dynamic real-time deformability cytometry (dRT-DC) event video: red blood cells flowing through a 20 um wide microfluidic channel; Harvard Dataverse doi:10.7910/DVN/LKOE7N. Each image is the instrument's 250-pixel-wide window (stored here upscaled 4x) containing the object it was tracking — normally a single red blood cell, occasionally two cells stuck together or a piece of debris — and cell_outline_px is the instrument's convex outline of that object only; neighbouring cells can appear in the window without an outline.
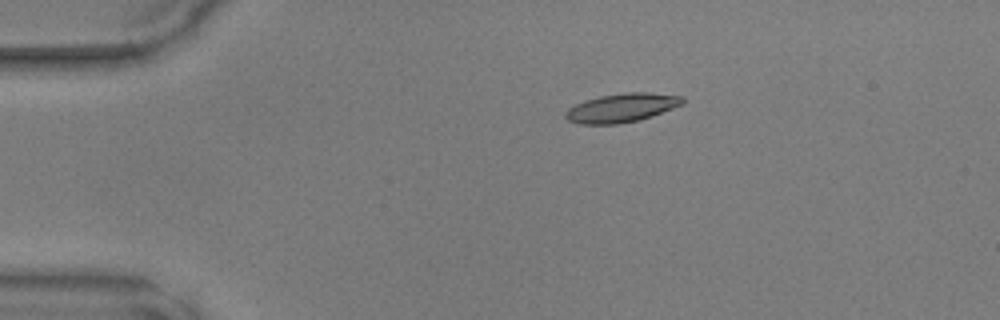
{"species": "common noctule bat (a hibernating species)", "species_latin": "Nyctalus noctula", "temperature_condition": "warm", "stored_images_in_passage": 35, "camera_frame_rate_fps": 3000, "um_per_image_px": 0.085, "animal": {"sex": "male", "body_mass_g": 17.9, "forearm_length_mm": 54.2}, "frame": {"image": 1, "passage_image": 1, "time_ms": 0.0, "image_size_px": [1000, 320], "cell_outline_px": [[684, 104], [652, 116], [640, 120], [616, 124], [580, 124], [568, 120], [564, 116], [564, 112], [568, 108], [576, 104], [600, 96], [624, 92], [648, 92], [684, 96]], "centroid_in_image_um": [52.87, 9.16], "position_along_channel_um": 32.1, "area_um2": 19.71}}
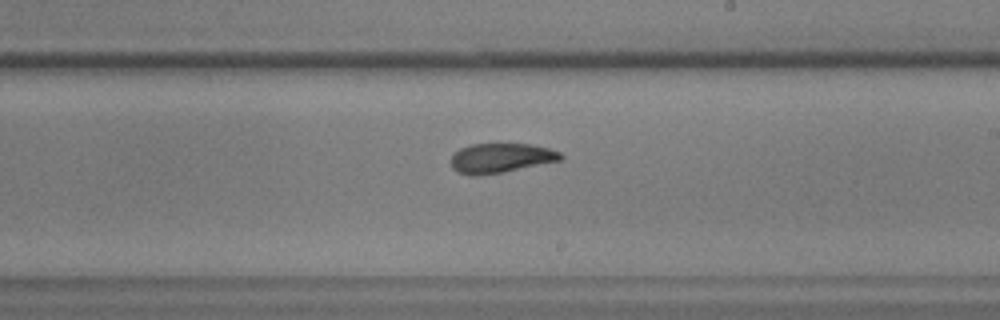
{"frame": {"image": 2, "passage_image": 20, "time_ms": 6.333, "image_size_px": [1000, 320], "cell_outline_px": [[564, 156], [560, 160], [500, 172], [472, 176], [456, 172], [452, 168], [452, 156], [460, 148], [472, 144], [532, 144], [548, 148], [560, 152]], "centroid_in_image_um": [42.55, 13.42], "position_along_channel_um": 246.5, "area_um2": 18.55}}
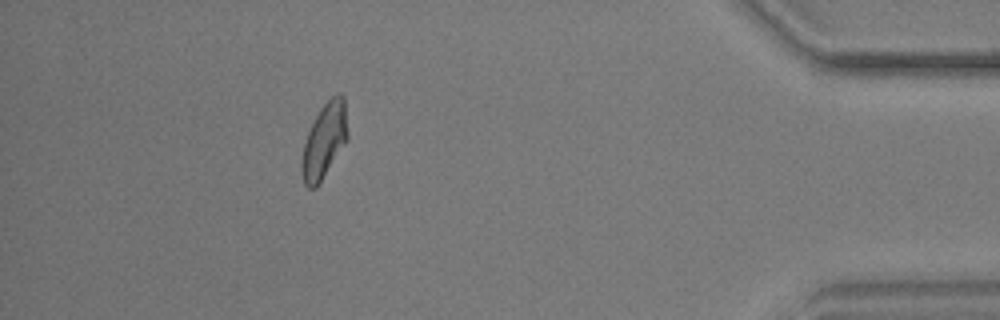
{"frame": {"image": 3, "passage_image": 35, "time_ms": 11.333, "image_size_px": [1000, 320], "cell_outline_px": [[348, 140], [316, 188], [308, 188], [304, 184], [300, 172], [300, 164], [304, 144], [308, 132], [320, 108], [336, 92], [340, 92], [344, 96], [348, 132]], "centroid_in_image_um": [27.57, 11.96], "position_along_channel_um": 407.6, "area_um2": 20.23}}